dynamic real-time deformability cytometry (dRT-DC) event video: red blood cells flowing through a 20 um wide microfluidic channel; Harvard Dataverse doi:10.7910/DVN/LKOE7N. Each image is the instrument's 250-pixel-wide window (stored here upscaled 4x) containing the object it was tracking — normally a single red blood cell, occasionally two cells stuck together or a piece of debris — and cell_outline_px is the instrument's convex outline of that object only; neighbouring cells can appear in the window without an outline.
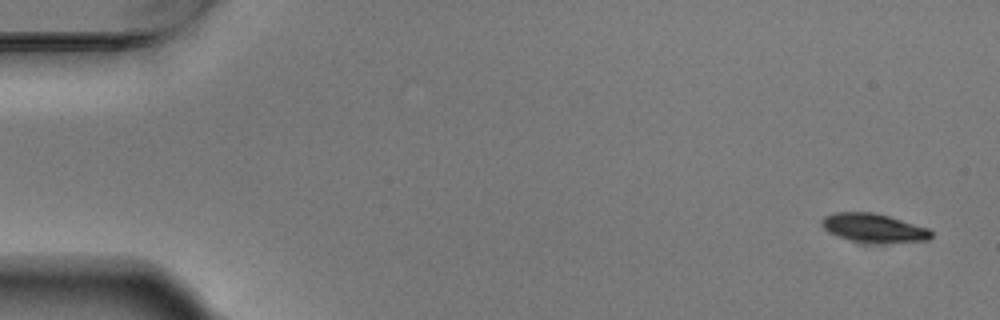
{"species": "Egyptian fruit bat (a non-hibernating species)", "species_latin": "Rousettus aegyptiacus", "temperature_condition": "warm", "stored_images_in_passage": 5, "camera_frame_rate_fps": 3000, "um_per_image_px": 0.085, "animal": {"sex": "male"}, "frame": {"image": 1, "passage_image": 1, "time_ms": 0.0, "image_size_px": [1000, 320], "cell_outline_px": [[932, 236], [928, 240], [880, 244], [864, 244], [828, 232], [820, 224], [820, 220], [824, 216], [836, 212], [876, 212], [928, 228], [932, 232]], "centroid_in_image_um": [74.26, 19.39], "position_along_channel_um": 10.7, "area_um2": 18.67}}
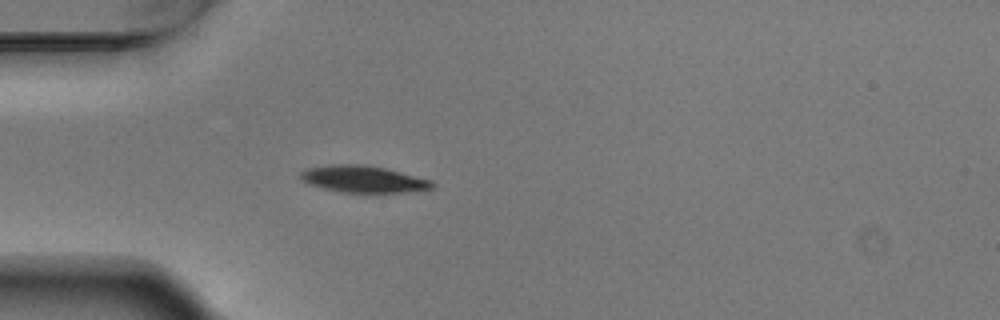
{"frame": {"image": 2, "passage_image": 5, "time_ms": 1.333, "image_size_px": [1000, 320], "cell_outline_px": [[436, 184], [432, 188], [404, 192], [340, 192], [308, 184], [300, 176], [300, 172], [304, 168], [328, 164], [360, 164], [384, 168], [432, 180]], "centroid_in_image_um": [30.84, 15.21], "position_along_channel_um": 54.2, "area_um2": 20.46}}